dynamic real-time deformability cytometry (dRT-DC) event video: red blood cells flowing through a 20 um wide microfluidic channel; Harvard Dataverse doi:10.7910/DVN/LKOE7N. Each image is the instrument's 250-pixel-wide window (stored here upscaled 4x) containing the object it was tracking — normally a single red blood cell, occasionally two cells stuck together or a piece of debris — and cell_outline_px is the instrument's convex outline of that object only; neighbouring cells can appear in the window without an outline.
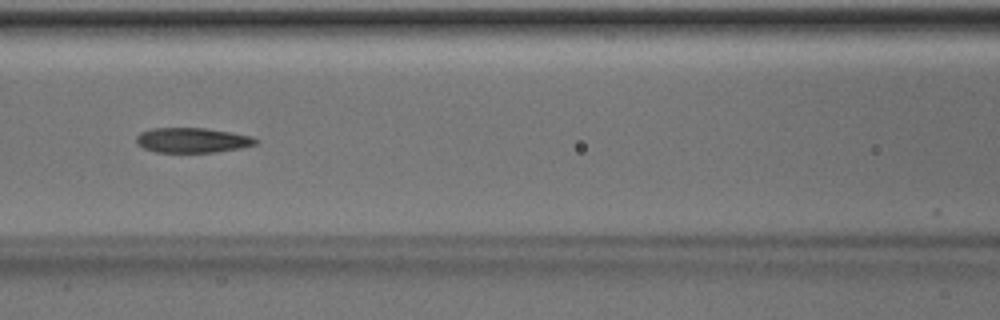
{"species": "Egyptian fruit bat (a non-hibernating species)", "species_latin": "Rousettus aegyptiacus", "temperature_condition": "room temperature", "stored_images_in_passage": 41, "camera_frame_rate_fps": 3000, "um_per_image_px": 0.085, "animal": {"sex": "male"}, "frame": {"image": 1, "passage_image": 13, "time_ms": 4.0, "image_size_px": [1000, 320], "cell_outline_px": [[260, 140], [256, 144], [240, 148], [216, 152], [156, 152], [144, 148], [136, 144], [136, 136], [140, 132], [152, 128], [204, 128], [232, 132], [252, 136]], "centroid_in_image_um": [16.35, 11.91], "position_along_channel_um": 150.2, "area_um2": 17.46}}
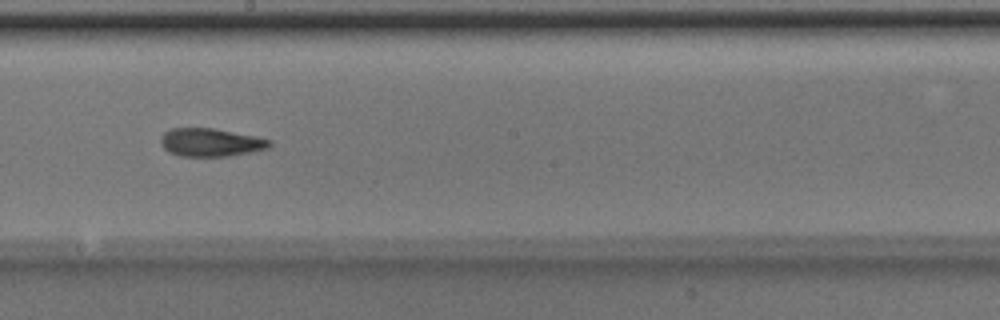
{"frame": {"image": 2, "passage_image": 19, "time_ms": 6.0, "image_size_px": [1000, 320], "cell_outline_px": [[272, 144], [268, 148], [228, 156], [180, 156], [168, 152], [160, 144], [160, 136], [164, 132], [172, 128], [212, 128], [256, 136], [272, 140]], "centroid_in_image_um": [17.88, 12.1], "position_along_channel_um": 230.3, "area_um2": 17.86}}
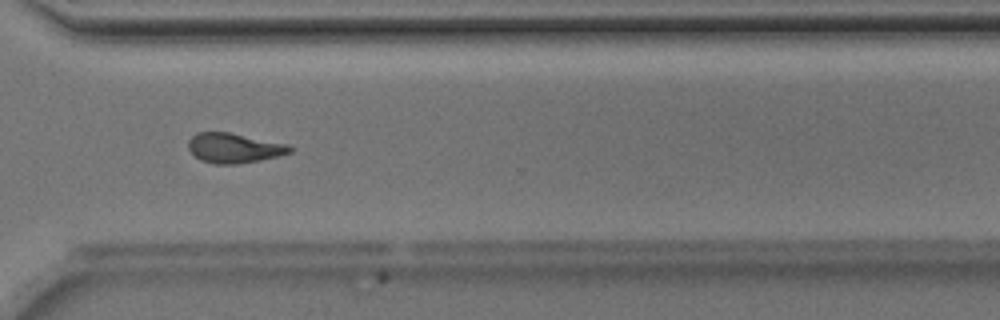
{"frame": {"image": 3, "passage_image": 28, "time_ms": 9.0, "image_size_px": [1000, 320], "cell_outline_px": [[292, 152], [280, 156], [260, 160], [236, 164], [216, 164], [200, 160], [188, 148], [188, 140], [196, 132], [228, 132], [288, 144], [292, 148]], "centroid_in_image_um": [19.9, 12.58], "position_along_channel_um": 350.7, "area_um2": 17.63}, "authors_computed_cell_mechanics": {"area_um2": 17.629, "velocity_mm_per_s": 4.0135, "shape_relaxation_time_tau1_ms": 7.5513, "shape_relaxation_time_tau2_ms": 3.775, "deformation_change_tau1": 0.218, "deformation_change_tau2": 0.1172}}